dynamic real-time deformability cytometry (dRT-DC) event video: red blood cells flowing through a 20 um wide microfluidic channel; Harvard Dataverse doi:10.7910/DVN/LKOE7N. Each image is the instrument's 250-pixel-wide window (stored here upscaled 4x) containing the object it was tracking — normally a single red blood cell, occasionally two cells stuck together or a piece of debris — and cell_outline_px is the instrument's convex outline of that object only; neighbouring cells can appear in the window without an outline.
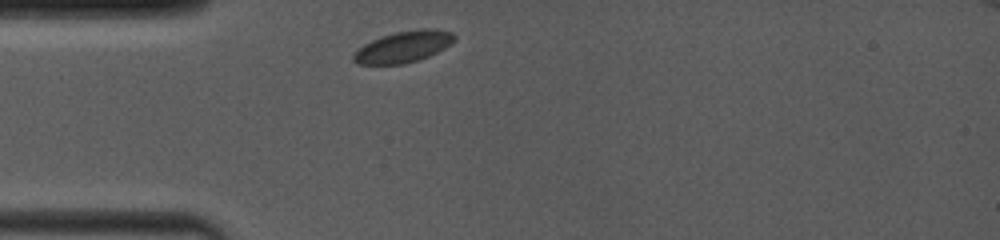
{"species": "common noctule bat (a hibernating species)", "species_latin": "Nyctalus noctula", "temperature_condition": "room temperature", "stored_images_in_passage": 26, "camera_frame_rate_fps": 4000, "um_per_image_px": 0.085, "animal": {"sex": "female", "body_mass_g": 19.0, "forearm_length_mm": 53.3}, "frame": {"image": 1, "passage_image": 1, "time_ms": 0.0, "image_size_px": [1000, 240], "cell_outline_px": [[456, 36], [444, 48], [420, 60], [404, 64], [360, 64], [352, 60], [352, 56], [364, 44], [380, 36], [396, 32], [420, 28], [432, 28], [452, 32]], "centroid_in_image_um": [34.28, 3.97], "position_along_channel_um": 50.7, "area_um2": 18.26}}
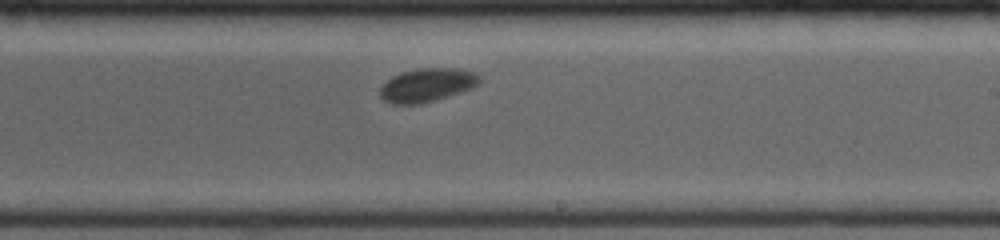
{"frame": {"image": 2, "passage_image": 15, "time_ms": 5.5, "image_size_px": [1000, 240], "cell_outline_px": [[480, 80], [472, 88], [436, 100], [420, 104], [392, 104], [384, 100], [380, 96], [380, 88], [392, 76], [400, 72], [420, 68], [456, 68], [476, 72], [480, 76]], "centroid_in_image_um": [36.29, 7.22], "position_along_channel_um": 252.7, "area_um2": 19.42}}
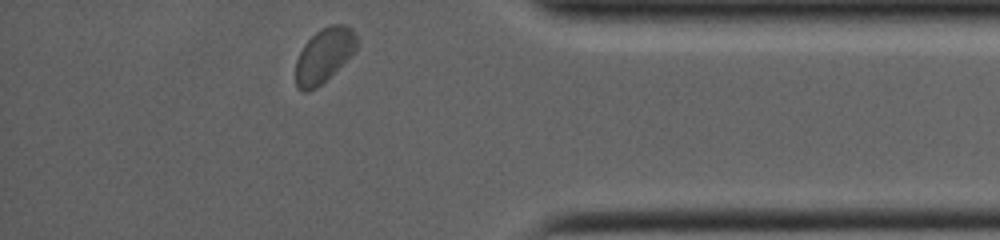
{"frame": {"image": 3, "passage_image": 26, "time_ms": 9.75, "image_size_px": [1000, 240], "cell_outline_px": [[356, 48], [316, 88], [308, 92], [300, 92], [296, 88], [296, 60], [304, 44], [320, 28], [332, 24], [344, 24], [352, 28], [356, 36]], "centroid_in_image_um": [27.49, 4.69], "position_along_channel_um": 407.7, "area_um2": 18.84}, "authors_computed_cell_mechanics": {"area_um2": 19.0451, "velocity_mm_per_s": 3.8663, "shape_relaxation_time_tau1_ms": 0.7065, "shape_relaxation_time_tau2_ms": null, "deformation_change_tau1": 0.0354, "deformation_change_tau2": null}}